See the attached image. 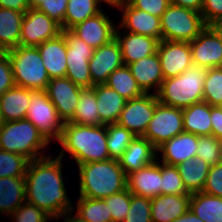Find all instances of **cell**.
<instances>
[{
  "mask_svg": "<svg viewBox=\"0 0 222 222\" xmlns=\"http://www.w3.org/2000/svg\"><path fill=\"white\" fill-rule=\"evenodd\" d=\"M202 192L222 198V162L210 166Z\"/></svg>",
  "mask_w": 222,
  "mask_h": 222,
  "instance_id": "obj_45",
  "label": "cell"
},
{
  "mask_svg": "<svg viewBox=\"0 0 222 222\" xmlns=\"http://www.w3.org/2000/svg\"><path fill=\"white\" fill-rule=\"evenodd\" d=\"M184 132L197 136L211 135L210 105L205 101L182 109Z\"/></svg>",
  "mask_w": 222,
  "mask_h": 222,
  "instance_id": "obj_29",
  "label": "cell"
},
{
  "mask_svg": "<svg viewBox=\"0 0 222 222\" xmlns=\"http://www.w3.org/2000/svg\"><path fill=\"white\" fill-rule=\"evenodd\" d=\"M127 66L144 93L157 94L165 79L157 52Z\"/></svg>",
  "mask_w": 222,
  "mask_h": 222,
  "instance_id": "obj_22",
  "label": "cell"
},
{
  "mask_svg": "<svg viewBox=\"0 0 222 222\" xmlns=\"http://www.w3.org/2000/svg\"><path fill=\"white\" fill-rule=\"evenodd\" d=\"M10 218L12 222H49L52 220V217L44 210L26 201L7 217L9 220Z\"/></svg>",
  "mask_w": 222,
  "mask_h": 222,
  "instance_id": "obj_44",
  "label": "cell"
},
{
  "mask_svg": "<svg viewBox=\"0 0 222 222\" xmlns=\"http://www.w3.org/2000/svg\"><path fill=\"white\" fill-rule=\"evenodd\" d=\"M53 155L29 161L25 174L26 202L44 210L52 218L73 210L66 193L62 158Z\"/></svg>",
  "mask_w": 222,
  "mask_h": 222,
  "instance_id": "obj_1",
  "label": "cell"
},
{
  "mask_svg": "<svg viewBox=\"0 0 222 222\" xmlns=\"http://www.w3.org/2000/svg\"><path fill=\"white\" fill-rule=\"evenodd\" d=\"M191 194L158 195L151 199L152 222H173L189 210Z\"/></svg>",
  "mask_w": 222,
  "mask_h": 222,
  "instance_id": "obj_25",
  "label": "cell"
},
{
  "mask_svg": "<svg viewBox=\"0 0 222 222\" xmlns=\"http://www.w3.org/2000/svg\"><path fill=\"white\" fill-rule=\"evenodd\" d=\"M34 90L13 86L0 96V106L5 122L25 119Z\"/></svg>",
  "mask_w": 222,
  "mask_h": 222,
  "instance_id": "obj_26",
  "label": "cell"
},
{
  "mask_svg": "<svg viewBox=\"0 0 222 222\" xmlns=\"http://www.w3.org/2000/svg\"><path fill=\"white\" fill-rule=\"evenodd\" d=\"M222 140L213 135L199 136L196 156L210 166L221 162Z\"/></svg>",
  "mask_w": 222,
  "mask_h": 222,
  "instance_id": "obj_41",
  "label": "cell"
},
{
  "mask_svg": "<svg viewBox=\"0 0 222 222\" xmlns=\"http://www.w3.org/2000/svg\"><path fill=\"white\" fill-rule=\"evenodd\" d=\"M189 209L204 222H222V198L204 192L191 194Z\"/></svg>",
  "mask_w": 222,
  "mask_h": 222,
  "instance_id": "obj_33",
  "label": "cell"
},
{
  "mask_svg": "<svg viewBox=\"0 0 222 222\" xmlns=\"http://www.w3.org/2000/svg\"><path fill=\"white\" fill-rule=\"evenodd\" d=\"M206 73V68L192 65L180 75L165 78L156 94L158 101L180 109L203 101Z\"/></svg>",
  "mask_w": 222,
  "mask_h": 222,
  "instance_id": "obj_4",
  "label": "cell"
},
{
  "mask_svg": "<svg viewBox=\"0 0 222 222\" xmlns=\"http://www.w3.org/2000/svg\"><path fill=\"white\" fill-rule=\"evenodd\" d=\"M157 159L156 149L143 136H136L118 160L125 175L139 170Z\"/></svg>",
  "mask_w": 222,
  "mask_h": 222,
  "instance_id": "obj_24",
  "label": "cell"
},
{
  "mask_svg": "<svg viewBox=\"0 0 222 222\" xmlns=\"http://www.w3.org/2000/svg\"><path fill=\"white\" fill-rule=\"evenodd\" d=\"M123 32L117 26L115 39L119 43L124 65H129L157 52L158 39L128 31Z\"/></svg>",
  "mask_w": 222,
  "mask_h": 222,
  "instance_id": "obj_19",
  "label": "cell"
},
{
  "mask_svg": "<svg viewBox=\"0 0 222 222\" xmlns=\"http://www.w3.org/2000/svg\"><path fill=\"white\" fill-rule=\"evenodd\" d=\"M75 206V213L87 222H112V215H109L108 205L104 199L78 196Z\"/></svg>",
  "mask_w": 222,
  "mask_h": 222,
  "instance_id": "obj_36",
  "label": "cell"
},
{
  "mask_svg": "<svg viewBox=\"0 0 222 222\" xmlns=\"http://www.w3.org/2000/svg\"><path fill=\"white\" fill-rule=\"evenodd\" d=\"M189 44L193 65L206 69L222 65V32L216 26H206Z\"/></svg>",
  "mask_w": 222,
  "mask_h": 222,
  "instance_id": "obj_13",
  "label": "cell"
},
{
  "mask_svg": "<svg viewBox=\"0 0 222 222\" xmlns=\"http://www.w3.org/2000/svg\"><path fill=\"white\" fill-rule=\"evenodd\" d=\"M120 10L122 17L117 24L122 30L125 29L124 31L149 36L161 41L162 32L159 17L132 7L126 0L119 6Z\"/></svg>",
  "mask_w": 222,
  "mask_h": 222,
  "instance_id": "obj_18",
  "label": "cell"
},
{
  "mask_svg": "<svg viewBox=\"0 0 222 222\" xmlns=\"http://www.w3.org/2000/svg\"><path fill=\"white\" fill-rule=\"evenodd\" d=\"M132 7L143 10L153 16L161 17L166 11L169 0H126Z\"/></svg>",
  "mask_w": 222,
  "mask_h": 222,
  "instance_id": "obj_48",
  "label": "cell"
},
{
  "mask_svg": "<svg viewBox=\"0 0 222 222\" xmlns=\"http://www.w3.org/2000/svg\"><path fill=\"white\" fill-rule=\"evenodd\" d=\"M111 89L115 90L126 100L139 97L144 94L132 76L127 65H123L114 70L105 82Z\"/></svg>",
  "mask_w": 222,
  "mask_h": 222,
  "instance_id": "obj_35",
  "label": "cell"
},
{
  "mask_svg": "<svg viewBox=\"0 0 222 222\" xmlns=\"http://www.w3.org/2000/svg\"><path fill=\"white\" fill-rule=\"evenodd\" d=\"M65 42L67 52L66 77L81 88L93 87L89 60L93 56L94 49L70 30H65Z\"/></svg>",
  "mask_w": 222,
  "mask_h": 222,
  "instance_id": "obj_9",
  "label": "cell"
},
{
  "mask_svg": "<svg viewBox=\"0 0 222 222\" xmlns=\"http://www.w3.org/2000/svg\"><path fill=\"white\" fill-rule=\"evenodd\" d=\"M186 190L189 193L201 192L205 185L210 165L198 156L177 165Z\"/></svg>",
  "mask_w": 222,
  "mask_h": 222,
  "instance_id": "obj_31",
  "label": "cell"
},
{
  "mask_svg": "<svg viewBox=\"0 0 222 222\" xmlns=\"http://www.w3.org/2000/svg\"><path fill=\"white\" fill-rule=\"evenodd\" d=\"M28 164L26 157L0 149V178L25 177Z\"/></svg>",
  "mask_w": 222,
  "mask_h": 222,
  "instance_id": "obj_39",
  "label": "cell"
},
{
  "mask_svg": "<svg viewBox=\"0 0 222 222\" xmlns=\"http://www.w3.org/2000/svg\"><path fill=\"white\" fill-rule=\"evenodd\" d=\"M61 33V26L54 19L37 9H28L22 20L20 45L36 47Z\"/></svg>",
  "mask_w": 222,
  "mask_h": 222,
  "instance_id": "obj_12",
  "label": "cell"
},
{
  "mask_svg": "<svg viewBox=\"0 0 222 222\" xmlns=\"http://www.w3.org/2000/svg\"><path fill=\"white\" fill-rule=\"evenodd\" d=\"M42 2L43 0H27L28 8L36 9Z\"/></svg>",
  "mask_w": 222,
  "mask_h": 222,
  "instance_id": "obj_56",
  "label": "cell"
},
{
  "mask_svg": "<svg viewBox=\"0 0 222 222\" xmlns=\"http://www.w3.org/2000/svg\"><path fill=\"white\" fill-rule=\"evenodd\" d=\"M108 205L109 215H112V222H123L128 214L131 204V193L128 188L104 198Z\"/></svg>",
  "mask_w": 222,
  "mask_h": 222,
  "instance_id": "obj_42",
  "label": "cell"
},
{
  "mask_svg": "<svg viewBox=\"0 0 222 222\" xmlns=\"http://www.w3.org/2000/svg\"><path fill=\"white\" fill-rule=\"evenodd\" d=\"M136 136L117 123L107 124V148L110 159L119 160Z\"/></svg>",
  "mask_w": 222,
  "mask_h": 222,
  "instance_id": "obj_37",
  "label": "cell"
},
{
  "mask_svg": "<svg viewBox=\"0 0 222 222\" xmlns=\"http://www.w3.org/2000/svg\"><path fill=\"white\" fill-rule=\"evenodd\" d=\"M203 101L210 106H222V69H207L203 85Z\"/></svg>",
  "mask_w": 222,
  "mask_h": 222,
  "instance_id": "obj_38",
  "label": "cell"
},
{
  "mask_svg": "<svg viewBox=\"0 0 222 222\" xmlns=\"http://www.w3.org/2000/svg\"><path fill=\"white\" fill-rule=\"evenodd\" d=\"M104 11L102 10L70 29L75 36L85 41L93 49H97L115 38L117 26Z\"/></svg>",
  "mask_w": 222,
  "mask_h": 222,
  "instance_id": "obj_16",
  "label": "cell"
},
{
  "mask_svg": "<svg viewBox=\"0 0 222 222\" xmlns=\"http://www.w3.org/2000/svg\"><path fill=\"white\" fill-rule=\"evenodd\" d=\"M124 0H96V2L101 6V3H106L113 8H118L123 3Z\"/></svg>",
  "mask_w": 222,
  "mask_h": 222,
  "instance_id": "obj_55",
  "label": "cell"
},
{
  "mask_svg": "<svg viewBox=\"0 0 222 222\" xmlns=\"http://www.w3.org/2000/svg\"><path fill=\"white\" fill-rule=\"evenodd\" d=\"M36 47L49 78L65 77L67 71L65 30L57 37L49 39Z\"/></svg>",
  "mask_w": 222,
  "mask_h": 222,
  "instance_id": "obj_23",
  "label": "cell"
},
{
  "mask_svg": "<svg viewBox=\"0 0 222 222\" xmlns=\"http://www.w3.org/2000/svg\"><path fill=\"white\" fill-rule=\"evenodd\" d=\"M157 54L164 78L180 75L193 65L189 42L161 40Z\"/></svg>",
  "mask_w": 222,
  "mask_h": 222,
  "instance_id": "obj_14",
  "label": "cell"
},
{
  "mask_svg": "<svg viewBox=\"0 0 222 222\" xmlns=\"http://www.w3.org/2000/svg\"><path fill=\"white\" fill-rule=\"evenodd\" d=\"M24 14L25 12L0 7V45L5 51L20 45Z\"/></svg>",
  "mask_w": 222,
  "mask_h": 222,
  "instance_id": "obj_30",
  "label": "cell"
},
{
  "mask_svg": "<svg viewBox=\"0 0 222 222\" xmlns=\"http://www.w3.org/2000/svg\"><path fill=\"white\" fill-rule=\"evenodd\" d=\"M5 123V120L3 118V114H2V111H1V106H0V127Z\"/></svg>",
  "mask_w": 222,
  "mask_h": 222,
  "instance_id": "obj_57",
  "label": "cell"
},
{
  "mask_svg": "<svg viewBox=\"0 0 222 222\" xmlns=\"http://www.w3.org/2000/svg\"><path fill=\"white\" fill-rule=\"evenodd\" d=\"M12 65L7 54L0 57V96L15 86Z\"/></svg>",
  "mask_w": 222,
  "mask_h": 222,
  "instance_id": "obj_49",
  "label": "cell"
},
{
  "mask_svg": "<svg viewBox=\"0 0 222 222\" xmlns=\"http://www.w3.org/2000/svg\"><path fill=\"white\" fill-rule=\"evenodd\" d=\"M158 102L157 95L153 93H144L139 97L126 100L116 123L135 136H144Z\"/></svg>",
  "mask_w": 222,
  "mask_h": 222,
  "instance_id": "obj_11",
  "label": "cell"
},
{
  "mask_svg": "<svg viewBox=\"0 0 222 222\" xmlns=\"http://www.w3.org/2000/svg\"><path fill=\"white\" fill-rule=\"evenodd\" d=\"M127 188L131 194L153 199L161 194V162L153 163L127 175Z\"/></svg>",
  "mask_w": 222,
  "mask_h": 222,
  "instance_id": "obj_21",
  "label": "cell"
},
{
  "mask_svg": "<svg viewBox=\"0 0 222 222\" xmlns=\"http://www.w3.org/2000/svg\"><path fill=\"white\" fill-rule=\"evenodd\" d=\"M75 209L73 210H69V211H66L62 214H59L58 216H55L52 218V220H58L59 218H63L64 221L63 222H87L85 221L84 219H82L79 215L75 214V215H72L74 214V211ZM73 212V213H72Z\"/></svg>",
  "mask_w": 222,
  "mask_h": 222,
  "instance_id": "obj_53",
  "label": "cell"
},
{
  "mask_svg": "<svg viewBox=\"0 0 222 222\" xmlns=\"http://www.w3.org/2000/svg\"><path fill=\"white\" fill-rule=\"evenodd\" d=\"M171 4L201 12L203 0H169Z\"/></svg>",
  "mask_w": 222,
  "mask_h": 222,
  "instance_id": "obj_52",
  "label": "cell"
},
{
  "mask_svg": "<svg viewBox=\"0 0 222 222\" xmlns=\"http://www.w3.org/2000/svg\"><path fill=\"white\" fill-rule=\"evenodd\" d=\"M101 11V6L96 0H68L64 21L60 25L61 29L70 30Z\"/></svg>",
  "mask_w": 222,
  "mask_h": 222,
  "instance_id": "obj_34",
  "label": "cell"
},
{
  "mask_svg": "<svg viewBox=\"0 0 222 222\" xmlns=\"http://www.w3.org/2000/svg\"><path fill=\"white\" fill-rule=\"evenodd\" d=\"M93 88L100 120L104 124L116 123L124 109L126 99L106 84H97Z\"/></svg>",
  "mask_w": 222,
  "mask_h": 222,
  "instance_id": "obj_27",
  "label": "cell"
},
{
  "mask_svg": "<svg viewBox=\"0 0 222 222\" xmlns=\"http://www.w3.org/2000/svg\"><path fill=\"white\" fill-rule=\"evenodd\" d=\"M198 139L199 136L186 132L174 136L156 150L158 161L177 166L187 159L194 158L198 148Z\"/></svg>",
  "mask_w": 222,
  "mask_h": 222,
  "instance_id": "obj_20",
  "label": "cell"
},
{
  "mask_svg": "<svg viewBox=\"0 0 222 222\" xmlns=\"http://www.w3.org/2000/svg\"><path fill=\"white\" fill-rule=\"evenodd\" d=\"M183 132L182 109L158 102L143 137L157 150L162 144Z\"/></svg>",
  "mask_w": 222,
  "mask_h": 222,
  "instance_id": "obj_10",
  "label": "cell"
},
{
  "mask_svg": "<svg viewBox=\"0 0 222 222\" xmlns=\"http://www.w3.org/2000/svg\"><path fill=\"white\" fill-rule=\"evenodd\" d=\"M201 15L207 26H216L222 21V0H203Z\"/></svg>",
  "mask_w": 222,
  "mask_h": 222,
  "instance_id": "obj_47",
  "label": "cell"
},
{
  "mask_svg": "<svg viewBox=\"0 0 222 222\" xmlns=\"http://www.w3.org/2000/svg\"><path fill=\"white\" fill-rule=\"evenodd\" d=\"M17 86L34 91L46 89L50 78L37 47L17 46L6 51Z\"/></svg>",
  "mask_w": 222,
  "mask_h": 222,
  "instance_id": "obj_6",
  "label": "cell"
},
{
  "mask_svg": "<svg viewBox=\"0 0 222 222\" xmlns=\"http://www.w3.org/2000/svg\"><path fill=\"white\" fill-rule=\"evenodd\" d=\"M58 142L62 146L58 157L63 159L68 152L77 165L110 159L107 124L88 126L65 122Z\"/></svg>",
  "mask_w": 222,
  "mask_h": 222,
  "instance_id": "obj_2",
  "label": "cell"
},
{
  "mask_svg": "<svg viewBox=\"0 0 222 222\" xmlns=\"http://www.w3.org/2000/svg\"><path fill=\"white\" fill-rule=\"evenodd\" d=\"M67 3L68 0H43L36 9L42 11L61 25L66 14Z\"/></svg>",
  "mask_w": 222,
  "mask_h": 222,
  "instance_id": "obj_46",
  "label": "cell"
},
{
  "mask_svg": "<svg viewBox=\"0 0 222 222\" xmlns=\"http://www.w3.org/2000/svg\"><path fill=\"white\" fill-rule=\"evenodd\" d=\"M216 27L222 32V21L217 24Z\"/></svg>",
  "mask_w": 222,
  "mask_h": 222,
  "instance_id": "obj_59",
  "label": "cell"
},
{
  "mask_svg": "<svg viewBox=\"0 0 222 222\" xmlns=\"http://www.w3.org/2000/svg\"><path fill=\"white\" fill-rule=\"evenodd\" d=\"M25 201V177L0 178V215L8 217Z\"/></svg>",
  "mask_w": 222,
  "mask_h": 222,
  "instance_id": "obj_28",
  "label": "cell"
},
{
  "mask_svg": "<svg viewBox=\"0 0 222 222\" xmlns=\"http://www.w3.org/2000/svg\"><path fill=\"white\" fill-rule=\"evenodd\" d=\"M161 40L191 42L205 28L201 12L169 4L160 17Z\"/></svg>",
  "mask_w": 222,
  "mask_h": 222,
  "instance_id": "obj_7",
  "label": "cell"
},
{
  "mask_svg": "<svg viewBox=\"0 0 222 222\" xmlns=\"http://www.w3.org/2000/svg\"><path fill=\"white\" fill-rule=\"evenodd\" d=\"M4 54H6V51L4 48L0 45V57H2Z\"/></svg>",
  "mask_w": 222,
  "mask_h": 222,
  "instance_id": "obj_58",
  "label": "cell"
},
{
  "mask_svg": "<svg viewBox=\"0 0 222 222\" xmlns=\"http://www.w3.org/2000/svg\"><path fill=\"white\" fill-rule=\"evenodd\" d=\"M173 222H204L198 216H196L190 209L180 216L178 219L174 220Z\"/></svg>",
  "mask_w": 222,
  "mask_h": 222,
  "instance_id": "obj_54",
  "label": "cell"
},
{
  "mask_svg": "<svg viewBox=\"0 0 222 222\" xmlns=\"http://www.w3.org/2000/svg\"><path fill=\"white\" fill-rule=\"evenodd\" d=\"M77 166L81 197L104 199L127 188V176L118 160L107 159Z\"/></svg>",
  "mask_w": 222,
  "mask_h": 222,
  "instance_id": "obj_3",
  "label": "cell"
},
{
  "mask_svg": "<svg viewBox=\"0 0 222 222\" xmlns=\"http://www.w3.org/2000/svg\"><path fill=\"white\" fill-rule=\"evenodd\" d=\"M0 7L26 12L28 8L27 0H0Z\"/></svg>",
  "mask_w": 222,
  "mask_h": 222,
  "instance_id": "obj_51",
  "label": "cell"
},
{
  "mask_svg": "<svg viewBox=\"0 0 222 222\" xmlns=\"http://www.w3.org/2000/svg\"><path fill=\"white\" fill-rule=\"evenodd\" d=\"M44 91L63 122H69L75 114L81 87L75 85L65 76L50 79Z\"/></svg>",
  "mask_w": 222,
  "mask_h": 222,
  "instance_id": "obj_15",
  "label": "cell"
},
{
  "mask_svg": "<svg viewBox=\"0 0 222 222\" xmlns=\"http://www.w3.org/2000/svg\"><path fill=\"white\" fill-rule=\"evenodd\" d=\"M161 194H191L186 190L177 166L167 165L161 162Z\"/></svg>",
  "mask_w": 222,
  "mask_h": 222,
  "instance_id": "obj_40",
  "label": "cell"
},
{
  "mask_svg": "<svg viewBox=\"0 0 222 222\" xmlns=\"http://www.w3.org/2000/svg\"><path fill=\"white\" fill-rule=\"evenodd\" d=\"M26 119L35 125L50 144L55 139L59 141L64 122L44 90L33 92Z\"/></svg>",
  "mask_w": 222,
  "mask_h": 222,
  "instance_id": "obj_8",
  "label": "cell"
},
{
  "mask_svg": "<svg viewBox=\"0 0 222 222\" xmlns=\"http://www.w3.org/2000/svg\"><path fill=\"white\" fill-rule=\"evenodd\" d=\"M211 135L222 140V107L210 106Z\"/></svg>",
  "mask_w": 222,
  "mask_h": 222,
  "instance_id": "obj_50",
  "label": "cell"
},
{
  "mask_svg": "<svg viewBox=\"0 0 222 222\" xmlns=\"http://www.w3.org/2000/svg\"><path fill=\"white\" fill-rule=\"evenodd\" d=\"M151 199L131 194V204L123 222H152Z\"/></svg>",
  "mask_w": 222,
  "mask_h": 222,
  "instance_id": "obj_43",
  "label": "cell"
},
{
  "mask_svg": "<svg viewBox=\"0 0 222 222\" xmlns=\"http://www.w3.org/2000/svg\"><path fill=\"white\" fill-rule=\"evenodd\" d=\"M49 144L26 118L5 122L0 127V149L20 154L29 161L45 157L42 151H45Z\"/></svg>",
  "mask_w": 222,
  "mask_h": 222,
  "instance_id": "obj_5",
  "label": "cell"
},
{
  "mask_svg": "<svg viewBox=\"0 0 222 222\" xmlns=\"http://www.w3.org/2000/svg\"><path fill=\"white\" fill-rule=\"evenodd\" d=\"M123 65L121 49L115 38L111 42L94 49L93 56L89 60L92 84H105L108 76Z\"/></svg>",
  "mask_w": 222,
  "mask_h": 222,
  "instance_id": "obj_17",
  "label": "cell"
},
{
  "mask_svg": "<svg viewBox=\"0 0 222 222\" xmlns=\"http://www.w3.org/2000/svg\"><path fill=\"white\" fill-rule=\"evenodd\" d=\"M76 105L75 114L69 121L73 124L100 126L104 123L100 120L97 99L93 87L81 88V93Z\"/></svg>",
  "mask_w": 222,
  "mask_h": 222,
  "instance_id": "obj_32",
  "label": "cell"
}]
</instances>
